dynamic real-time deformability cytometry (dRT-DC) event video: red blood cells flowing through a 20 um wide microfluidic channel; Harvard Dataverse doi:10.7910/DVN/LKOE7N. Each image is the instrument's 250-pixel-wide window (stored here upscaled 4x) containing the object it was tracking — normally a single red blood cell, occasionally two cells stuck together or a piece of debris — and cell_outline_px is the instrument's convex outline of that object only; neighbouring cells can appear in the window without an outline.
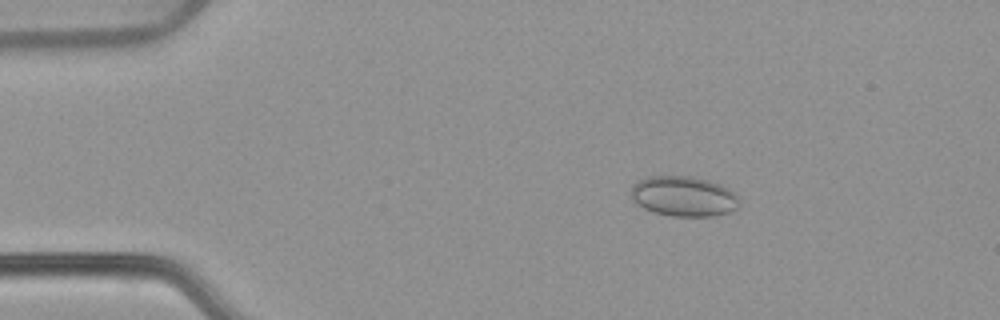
{"species": "common noctule bat (a hibernating species)", "species_latin": "Nyctalus noctula", "temperature_condition": "warm", "stored_images_in_passage": 53, "camera_frame_rate_fps": 3000, "um_per_image_px": 0.085, "animal": {"sex": "female", "body_mass_g": 22.7, "forearm_length_mm": 54.2}, "frame": {"image": 1, "passage_image": 9, "time_ms": 2.667, "image_size_px": [1000, 320], "cell_outline_px": [[740, 204], [736, 208], [728, 212], [716, 216], [672, 216], [652, 212], [644, 208], [632, 200], [632, 184], [648, 176], [688, 176], [708, 180], [720, 184], [732, 192], [736, 196]], "centroid_in_image_um": [58.09, 16.69], "position_along_channel_um": 26.9, "area_um2": 25.2}}
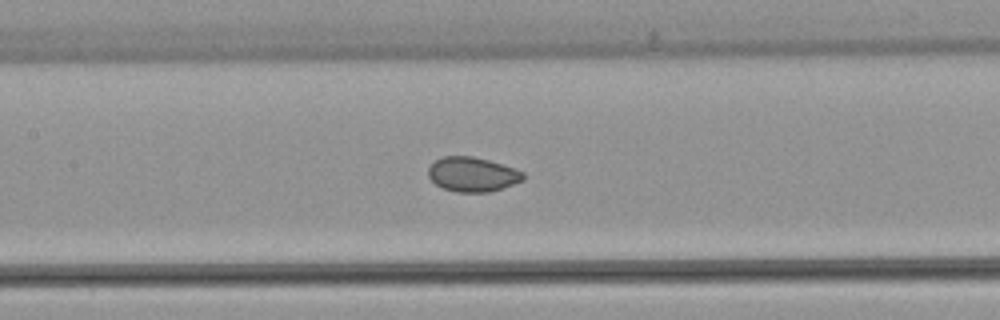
{"frame": {"image": 2, "passage_image": 25, "time_ms": 8.0, "image_size_px": [1000, 320], "cell_outline_px": [[524, 180], [488, 192], [456, 192], [444, 188], [436, 184], [428, 176], [428, 168], [436, 160], [444, 156], [472, 156], [488, 160], [524, 172]], "centroid_in_image_um": [40.13, 14.82], "position_along_channel_um": 167.3, "area_um2": 18.79}}
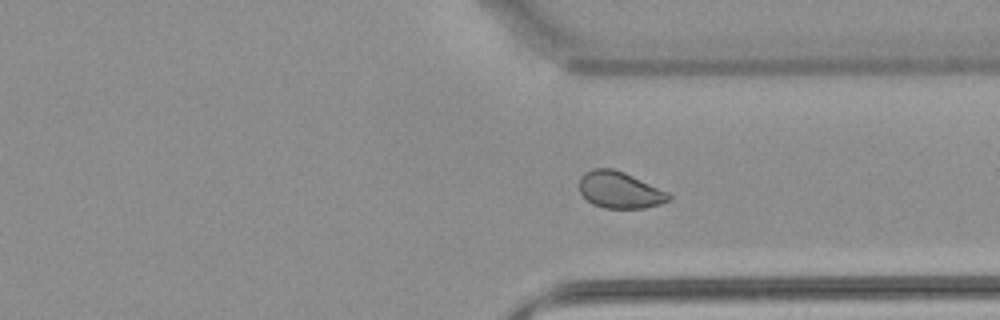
{"frame": {"image": 3, "passage_image": 40, "time_ms": 13.0, "image_size_px": [1000, 320], "cell_outline_px": [[672, 200], [660, 204], [644, 208], [604, 208], [592, 204], [580, 192], [580, 180], [584, 172], [592, 168], [612, 168], [624, 172], [668, 192], [672, 196]], "centroid_in_image_um": [52.69, 16.15], "position_along_channel_um": 358.7, "area_um2": 19.07}, "authors_computed_cell_mechanics": {"area_um2": 20.1144, "velocity_mm_per_s": 3.8286, "shape_relaxation_time_tau1_ms": null, "shape_relaxation_time_tau2_ms": 1.9746, "deformation_change_tau1": null, "deformation_change_tau2": 0.0361}}